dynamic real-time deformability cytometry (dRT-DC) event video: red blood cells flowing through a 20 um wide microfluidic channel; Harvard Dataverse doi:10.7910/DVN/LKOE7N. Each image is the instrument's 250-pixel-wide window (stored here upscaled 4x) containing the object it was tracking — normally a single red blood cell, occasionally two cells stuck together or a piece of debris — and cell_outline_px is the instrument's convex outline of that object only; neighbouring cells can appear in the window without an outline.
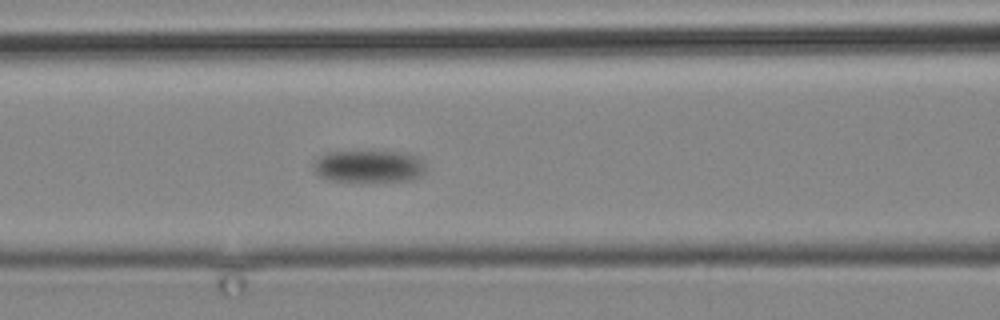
{"species": "common noctule bat (a hibernating species)", "species_latin": "Nyctalus noctula", "temperature_condition": "cold", "stored_images_in_passage": 14, "camera_frame_rate_fps": 3000, "um_per_image_px": 0.085, "animal": {"sex": "male", "body_mass_g": 19.2, "forearm_length_mm": 51.8}, "frame": {"image": 1, "passage_image": 14, "time_ms": 16.667, "image_size_px": [1000, 320], "cell_outline_px": [[424, 172], [420, 176], [408, 180], [328, 180], [320, 176], [312, 168], [312, 164], [320, 156], [328, 152], [400, 152], [416, 156], [424, 164]], "centroid_in_image_um": [31.31, 14.12], "position_along_channel_um": 135.3, "area_um2": 20.46}}